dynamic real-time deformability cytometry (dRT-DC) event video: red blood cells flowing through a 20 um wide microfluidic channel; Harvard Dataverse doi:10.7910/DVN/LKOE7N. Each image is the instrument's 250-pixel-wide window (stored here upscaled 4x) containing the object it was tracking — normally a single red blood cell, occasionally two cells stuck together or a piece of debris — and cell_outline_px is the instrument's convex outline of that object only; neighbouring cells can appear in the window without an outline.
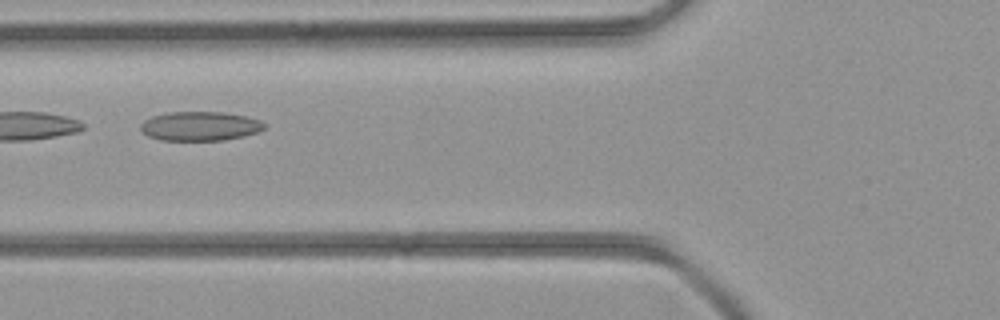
{"species": "common noctule bat (a hibernating species)", "species_latin": "Nyctalus noctula", "temperature_condition": "room temperature", "stored_images_in_passage": 37, "camera_frame_rate_fps": 3000, "um_per_image_px": 0.085, "animal": {"sex": "female", "body_mass_g": 21.9}, "frame": {"image": 1, "passage_image": 11, "time_ms": 3.333, "image_size_px": [1000, 320], "cell_outline_px": [[264, 128], [256, 132], [244, 136], [224, 140], [160, 140], [148, 136], [140, 128], [140, 124], [144, 120], [152, 116], [168, 112], [224, 112], [244, 116], [260, 120], [264, 124]], "centroid_in_image_um": [16.97, 10.72], "position_along_channel_um": 108.8, "area_um2": 20.92}}
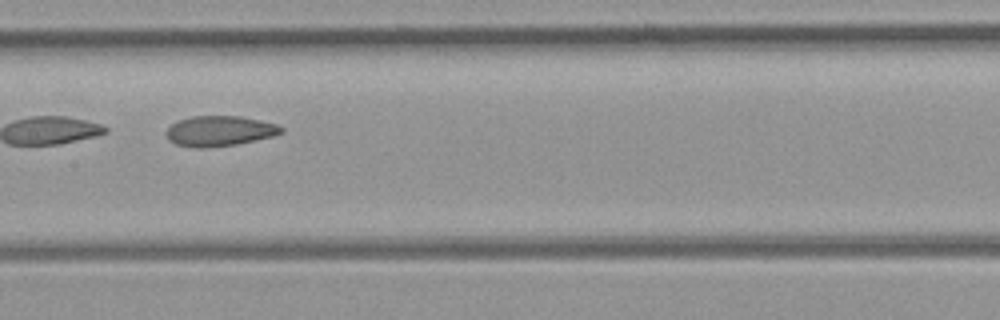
{"frame": {"image": 2, "passage_image": 16, "time_ms": 5.0, "image_size_px": [1000, 320], "cell_outline_px": [[284, 132], [272, 136], [236, 144], [208, 148], [192, 148], [176, 144], [168, 140], [168, 128], [172, 124], [180, 120], [192, 116], [240, 116], [260, 120], [276, 124], [284, 128]], "centroid_in_image_um": [18.67, 11.14], "position_along_channel_um": 188.7, "area_um2": 20.17}}